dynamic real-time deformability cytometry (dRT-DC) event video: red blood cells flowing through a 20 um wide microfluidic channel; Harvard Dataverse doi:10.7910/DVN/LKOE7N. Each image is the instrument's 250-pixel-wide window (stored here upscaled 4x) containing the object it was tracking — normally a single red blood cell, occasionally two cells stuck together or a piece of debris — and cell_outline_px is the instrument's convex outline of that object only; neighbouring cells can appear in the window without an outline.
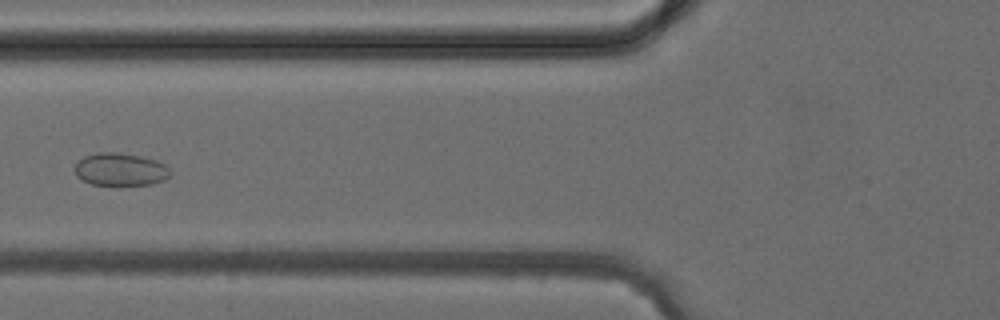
{"species": "common noctule bat (a hibernating species)", "species_latin": "Nyctalus noctula", "temperature_condition": "cold", "stored_images_in_passage": 6, "camera_frame_rate_fps": 3000, "um_per_image_px": 0.085, "animal": {"sex": "female", "body_mass_g": 24.6, "forearm_length_mm": 56.2}, "frame": {"image": 1, "passage_image": 6, "time_ms": 5.667, "image_size_px": [1000, 320], "cell_outline_px": [[172, 172], [164, 180], [152, 184], [120, 188], [92, 184], [76, 176], [76, 164], [84, 156], [100, 152], [112, 152], [140, 156], [156, 160], [164, 164]], "centroid_in_image_um": [10.25, 14.45], "position_along_channel_um": 115.5, "area_um2": 18.67}}